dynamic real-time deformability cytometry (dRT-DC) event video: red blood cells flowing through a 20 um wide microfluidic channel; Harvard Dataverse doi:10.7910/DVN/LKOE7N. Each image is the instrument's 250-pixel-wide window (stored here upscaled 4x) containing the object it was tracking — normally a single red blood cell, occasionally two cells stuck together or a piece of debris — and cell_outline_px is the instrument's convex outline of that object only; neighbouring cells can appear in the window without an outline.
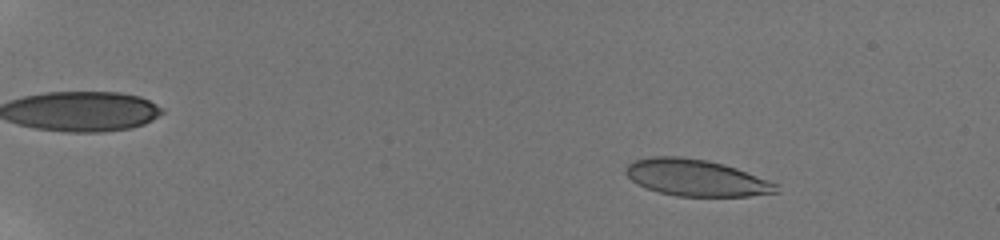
{"species": "human", "species_latin": "Homo sapiens", "temperature_condition": "room temperature", "stored_images_in_passage": 44, "camera_frame_rate_fps": 3000, "um_per_image_px": 0.085, "donor": {"sex": "male"}, "frame": {"image": 1, "passage_image": 11, "time_ms": 2.667, "image_size_px": [1000, 240], "cell_outline_px": [[780, 192], [748, 196], [676, 196], [660, 192], [636, 184], [624, 172], [624, 168], [632, 160], [652, 156], [680, 156], [708, 160], [724, 164], [736, 168], [768, 180], [776, 184]], "centroid_in_image_um": [59.13, 15.1], "position_along_channel_um": 25.9, "area_um2": 32.14}}
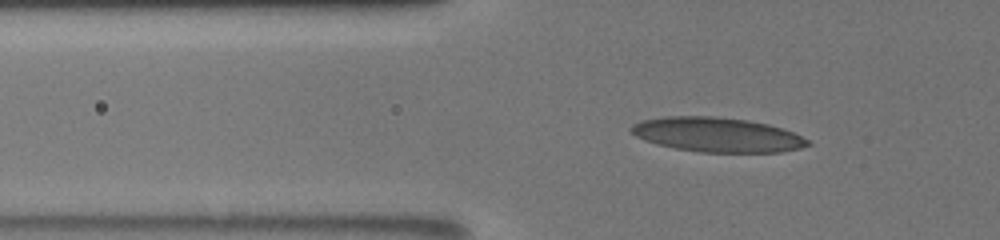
{"frame": {"image": 2, "passage_image": 28, "time_ms": 7.0, "image_size_px": [1000, 240], "cell_outline_px": [[812, 144], [800, 148], [780, 152], [700, 152], [676, 148], [656, 144], [644, 140], [636, 136], [628, 128], [632, 124], [640, 120], [664, 116], [712, 116], [748, 120], [768, 124], [792, 132], [808, 140]], "centroid_in_image_um": [60.91, 11.44], "position_along_channel_um": 64.9, "area_um2": 35.49}}
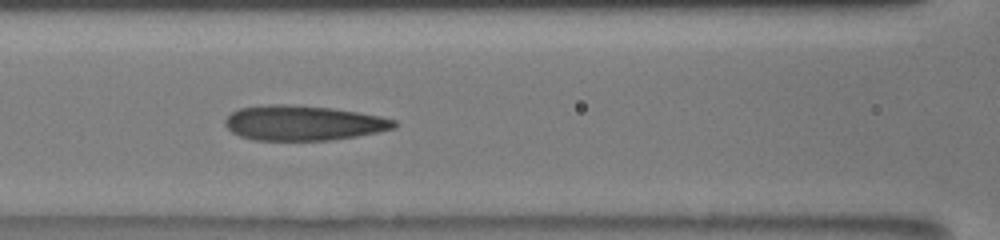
{"frame": {"image": 3, "passage_image": 36, "time_ms": 9.333, "image_size_px": [1000, 240], "cell_outline_px": [[396, 128], [356, 136], [332, 140], [256, 140], [240, 136], [232, 132], [224, 124], [224, 120], [232, 112], [240, 108], [268, 104], [284, 104], [332, 108], [380, 116], [396, 120]], "centroid_in_image_um": [25.76, 10.45], "position_along_channel_um": 140.8, "area_um2": 34.28}}